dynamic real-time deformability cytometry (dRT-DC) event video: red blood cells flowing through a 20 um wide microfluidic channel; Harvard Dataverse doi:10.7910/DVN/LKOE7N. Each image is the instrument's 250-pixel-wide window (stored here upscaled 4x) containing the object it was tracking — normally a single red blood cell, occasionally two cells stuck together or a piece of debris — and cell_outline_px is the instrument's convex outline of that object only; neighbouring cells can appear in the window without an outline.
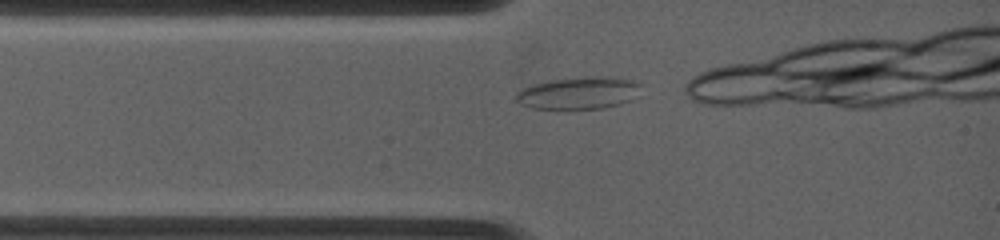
{"species": "common noctule bat (a hibernating species)", "species_latin": "Nyctalus noctula", "temperature_condition": "warm", "stored_images_in_passage": 3, "camera_frame_rate_fps": 4500, "um_per_image_px": 0.085, "animal": {"sex": "female", "body_mass_g": 19.0, "forearm_length_mm": 53.3}, "frame": {"image": 1, "passage_image": 1, "time_ms": 0.0, "image_size_px": [1000, 240], "cell_outline_px": [[640, 84], [632, 100], [620, 104], [600, 108], [532, 108], [520, 104], [516, 100], [516, 92], [520, 88], [532, 84], [552, 80], [584, 76], [604, 76], [632, 80]], "centroid_in_image_um": [49.13, 7.89], "position_along_channel_um": 35.9, "area_um2": 23.24}}